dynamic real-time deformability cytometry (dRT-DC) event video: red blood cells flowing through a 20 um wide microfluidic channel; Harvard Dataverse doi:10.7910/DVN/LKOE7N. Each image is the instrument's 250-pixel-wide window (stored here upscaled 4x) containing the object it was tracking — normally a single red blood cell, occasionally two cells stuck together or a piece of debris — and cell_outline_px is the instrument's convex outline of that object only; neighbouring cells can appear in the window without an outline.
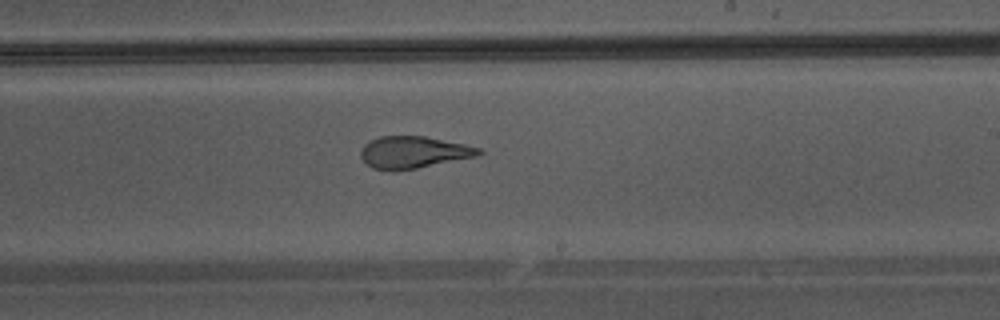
{"species": "Egyptian fruit bat (a non-hibernating species)", "species_latin": "Rousettus aegyptiacus", "temperature_condition": "warm", "stored_images_in_passage": 25, "camera_frame_rate_fps": 3000, "um_per_image_px": 0.085, "animal": {"sex": "male"}, "frame": {"image": 1, "passage_image": 15, "time_ms": 4.667, "image_size_px": [1000, 320], "cell_outline_px": [[484, 152], [476, 156], [416, 168], [372, 168], [360, 156], [360, 152], [364, 144], [380, 136], [424, 136], [464, 144], [480, 148]], "centroid_in_image_um": [35.16, 12.91], "position_along_channel_um": 253.8, "area_um2": 21.21}}